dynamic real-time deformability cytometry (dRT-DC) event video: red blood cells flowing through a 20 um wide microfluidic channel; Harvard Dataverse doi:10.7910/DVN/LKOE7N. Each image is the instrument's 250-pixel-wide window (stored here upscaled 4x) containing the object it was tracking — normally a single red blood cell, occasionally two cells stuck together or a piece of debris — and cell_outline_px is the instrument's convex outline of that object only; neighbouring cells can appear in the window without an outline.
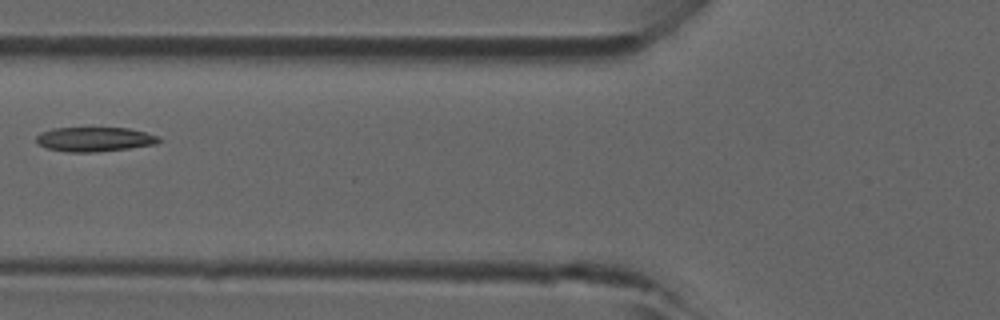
{"species": "common noctule bat (a hibernating species)", "species_latin": "Nyctalus noctula", "temperature_condition": "room temperature", "stored_images_in_passage": 2, "camera_frame_rate_fps": 3000, "um_per_image_px": 0.085, "animal": {"sex": "male", "forearm_length_mm": 52.5}, "frame": {"image": 1, "passage_image": 2, "time_ms": 0.333, "image_size_px": [1000, 320], "cell_outline_px": [[164, 140], [156, 144], [128, 148], [92, 152], [68, 152], [48, 148], [40, 144], [36, 140], [36, 136], [40, 132], [52, 128], [128, 128], [160, 136]], "centroid_in_image_um": [8.07, 11.83], "position_along_channel_um": 117.7, "area_um2": 17.4}}